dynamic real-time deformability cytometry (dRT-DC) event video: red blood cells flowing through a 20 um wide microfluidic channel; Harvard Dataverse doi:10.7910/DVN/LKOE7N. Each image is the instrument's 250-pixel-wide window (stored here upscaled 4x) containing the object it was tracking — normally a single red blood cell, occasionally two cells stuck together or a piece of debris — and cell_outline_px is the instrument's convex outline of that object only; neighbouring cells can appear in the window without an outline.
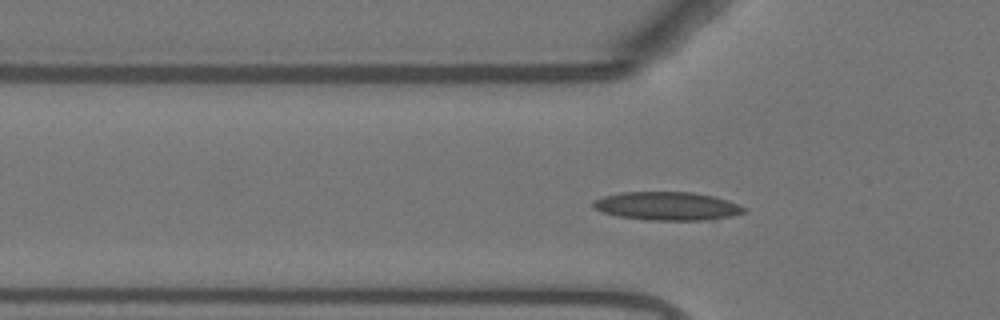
{"species": "Egyptian fruit bat (a non-hibernating species)", "species_latin": "Rousettus aegyptiacus", "temperature_condition": "warm", "stored_images_in_passage": 40, "camera_frame_rate_fps": 3000, "um_per_image_px": 0.085, "animal": {"sex": "female"}, "frame": {"image": 1, "passage_image": 8, "time_ms": 2.333, "image_size_px": [1000, 320], "cell_outline_px": [[748, 212], [732, 216], [704, 220], [648, 220], [620, 216], [604, 212], [592, 208], [592, 200], [604, 196], [620, 192], [692, 192], [712, 196], [728, 200], [748, 208]], "centroid_in_image_um": [56.73, 17.51], "position_along_channel_um": 69.1, "area_um2": 25.03}}
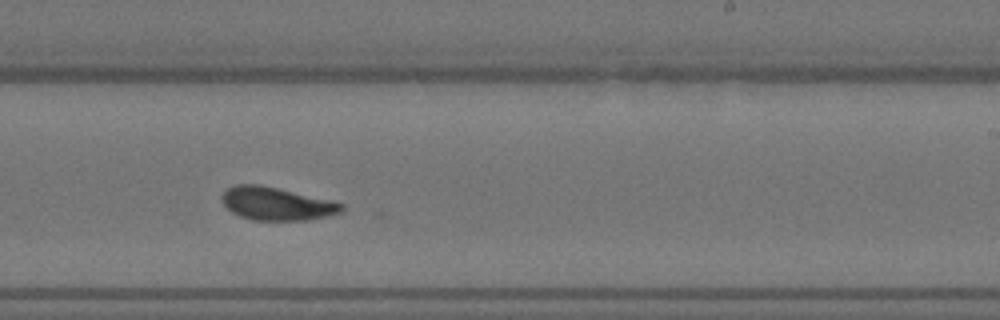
{"frame": {"image": 2, "passage_image": 24, "time_ms": 7.667, "image_size_px": [1000, 320], "cell_outline_px": [[344, 208], [340, 212], [328, 216], [308, 220], [252, 220], [240, 216], [232, 212], [224, 204], [220, 196], [232, 184], [260, 184], [332, 200], [344, 204]], "centroid_in_image_um": [23.5, 17.31], "position_along_channel_um": 265.5, "area_um2": 23.12}}
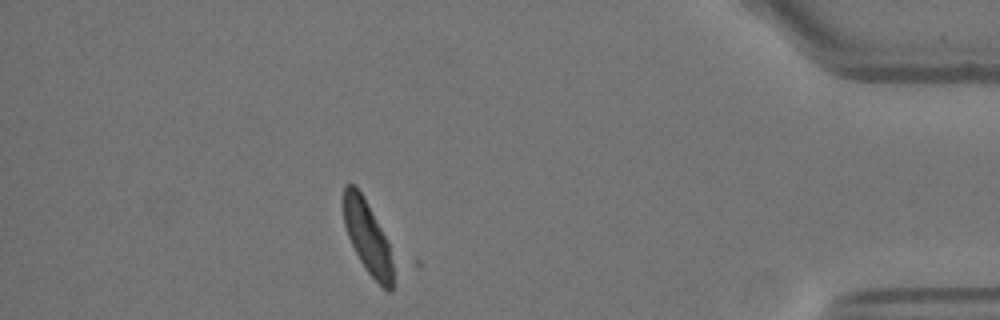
{"frame": {"image": 3, "passage_image": 39, "time_ms": 12.667, "image_size_px": [1000, 320], "cell_outline_px": [[392, 292], [388, 292], [368, 272], [360, 260], [348, 236], [344, 224], [344, 184], [356, 184], [380, 228], [388, 244], [392, 264]], "centroid_in_image_um": [31.21, 20.15], "position_along_channel_um": 404.0, "area_um2": 20.06}, "authors_computed_cell_mechanics": {"area_um2": 23.2645, "velocity_mm_per_s": 3.6682, "shape_relaxation_time_tau1_ms": null, "shape_relaxation_time_tau2_ms": 1.1212, "deformation_change_tau1": null, "deformation_change_tau2": 0.0737}}